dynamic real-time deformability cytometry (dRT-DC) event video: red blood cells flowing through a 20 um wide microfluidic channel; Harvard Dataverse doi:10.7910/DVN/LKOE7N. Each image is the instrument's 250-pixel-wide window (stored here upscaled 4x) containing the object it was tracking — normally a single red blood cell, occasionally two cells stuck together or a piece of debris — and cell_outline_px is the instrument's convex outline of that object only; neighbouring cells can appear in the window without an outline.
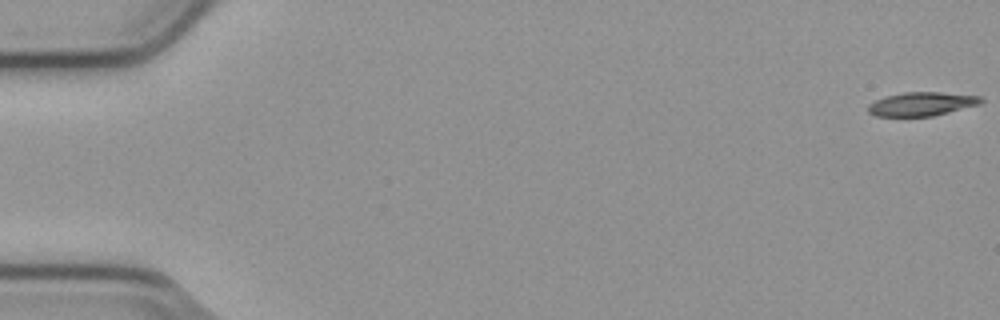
{"species": "common noctule bat (a hibernating species)", "species_latin": "Nyctalus noctula", "temperature_condition": "cold", "stored_images_in_passage": 55, "camera_frame_rate_fps": 3000, "um_per_image_px": 0.085, "animal": {"sex": "male", "body_mass_g": 23.1, "forearm_length_mm": 52.7}, "frame": {"image": 1, "passage_image": 1, "time_ms": 0.0, "image_size_px": [1000, 320], "cell_outline_px": [[984, 100], [980, 104], [932, 116], [876, 116], [868, 112], [868, 104], [884, 96], [904, 92], [940, 92], [980, 96]], "centroid_in_image_um": [78.32, 8.83], "position_along_channel_um": 6.7, "area_um2": 15.55}}
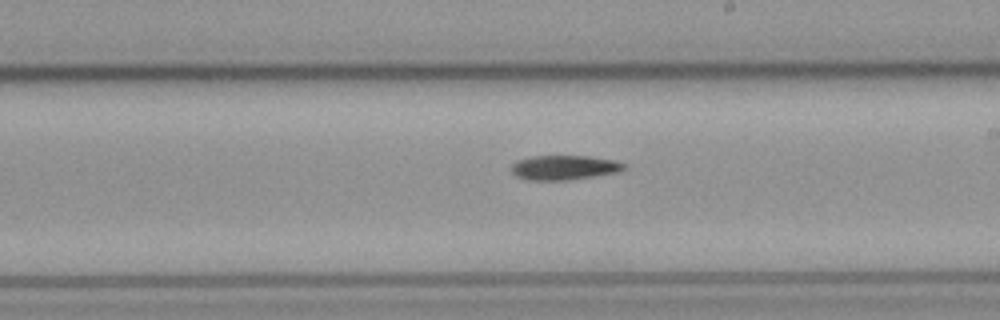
{"frame": {"image": 2, "passage_image": 32, "time_ms": 10.333, "image_size_px": [1000, 320], "cell_outline_px": [[628, 168], [620, 172], [568, 180], [528, 180], [516, 176], [512, 172], [512, 164], [516, 160], [532, 156], [588, 156], [616, 160], [624, 164]], "centroid_in_image_um": [47.98, 14.24], "position_along_channel_um": 241.0, "area_um2": 16.24}}
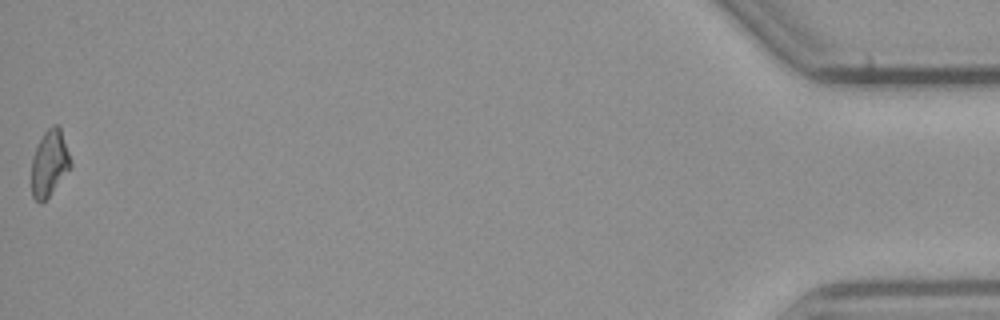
{"frame": {"image": 3, "passage_image": 55, "time_ms": 18.0, "image_size_px": [1000, 320], "cell_outline_px": [[72, 164], [48, 196], [40, 204], [32, 196], [32, 156], [44, 132], [52, 124], [56, 124], [60, 128]], "centroid_in_image_um": [4.18, 13.85], "position_along_channel_um": 431.0, "area_um2": 14.57}, "authors_computed_cell_mechanics": {"area_um2": 16.184, "velocity_mm_per_s": 3.807, "shape_relaxation_time_tau1_ms": 4.5313, "shape_relaxation_time_tau2_ms": null, "deformation_change_tau1": 0.1529, "deformation_change_tau2": null}}